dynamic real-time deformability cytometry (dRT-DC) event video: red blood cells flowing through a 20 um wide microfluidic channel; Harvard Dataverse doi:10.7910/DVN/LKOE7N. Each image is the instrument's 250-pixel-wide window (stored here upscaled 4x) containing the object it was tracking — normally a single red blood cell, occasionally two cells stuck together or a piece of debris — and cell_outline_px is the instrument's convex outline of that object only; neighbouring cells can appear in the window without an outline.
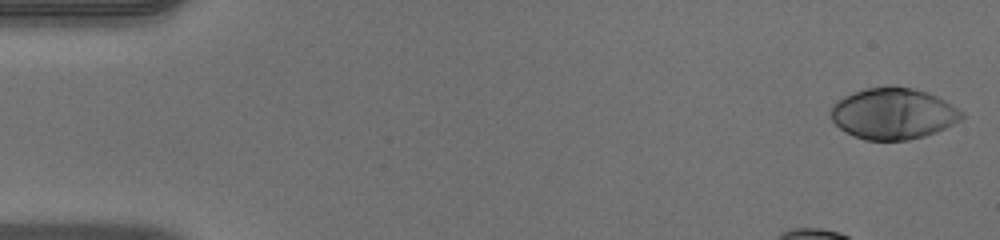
{"species": "human", "species_latin": "Homo sapiens", "temperature_condition": "warm", "stored_images_in_passage": 44, "camera_frame_rate_fps": 3000, "um_per_image_px": 0.085, "donor": {"sex": "male"}, "frame": {"image": 1, "passage_image": 1, "time_ms": 0.0, "image_size_px": [1000, 240], "cell_outline_px": [[964, 116], [960, 120], [936, 132], [924, 136], [908, 140], [864, 140], [844, 132], [828, 116], [828, 112], [832, 104], [836, 100], [852, 92], [864, 88], [892, 84], [912, 88], [936, 96], [944, 100], [964, 112]], "centroid_in_image_um": [75.85, 9.64], "position_along_channel_um": 9.1, "area_um2": 39.59}, "authors_computed_cell_mechanics": {"area_um2": 29.8826, "velocity_mm_per_s": 3.9794, "shape_relaxation_time_tau1_ms": 1.5279, "shape_relaxation_time_tau2_ms": null, "deformation_change_tau1": 0.0793, "deformation_change_tau2": null}}